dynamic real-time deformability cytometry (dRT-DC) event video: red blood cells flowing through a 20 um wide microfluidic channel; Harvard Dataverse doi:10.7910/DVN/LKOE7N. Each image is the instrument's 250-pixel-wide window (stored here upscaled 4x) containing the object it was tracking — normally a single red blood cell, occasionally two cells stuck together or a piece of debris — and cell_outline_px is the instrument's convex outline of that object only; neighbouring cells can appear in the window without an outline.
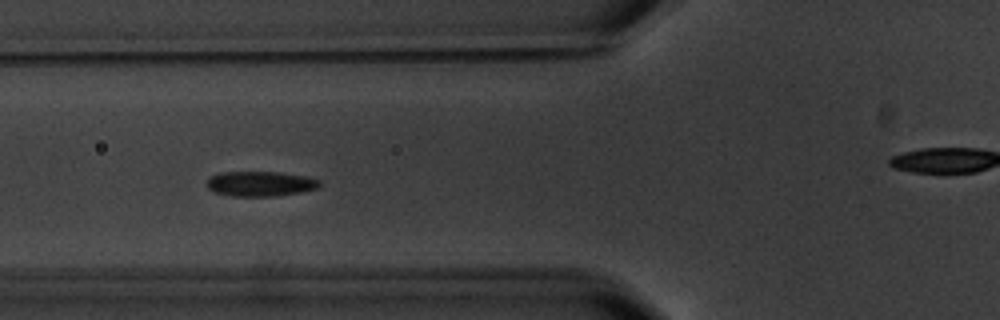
{"species": "common noctule bat (a hibernating species)", "species_latin": "Nyctalus noctula", "temperature_condition": "warm", "stored_images_in_passage": 8, "camera_frame_rate_fps": 3000, "um_per_image_px": 0.085, "animal": {"sex": "male", "body_mass_g": 20.1, "forearm_length_mm": 53.5}, "frame": {"image": 1, "passage_image": 6, "time_ms": 6.0, "image_size_px": [1000, 320], "cell_outline_px": [[320, 184], [316, 188], [300, 192], [276, 196], [232, 196], [212, 192], [208, 188], [208, 176], [220, 172], [280, 172], [304, 176], [320, 180]], "centroid_in_image_um": [22.08, 15.62], "position_along_channel_um": 103.7, "area_um2": 16.42}}